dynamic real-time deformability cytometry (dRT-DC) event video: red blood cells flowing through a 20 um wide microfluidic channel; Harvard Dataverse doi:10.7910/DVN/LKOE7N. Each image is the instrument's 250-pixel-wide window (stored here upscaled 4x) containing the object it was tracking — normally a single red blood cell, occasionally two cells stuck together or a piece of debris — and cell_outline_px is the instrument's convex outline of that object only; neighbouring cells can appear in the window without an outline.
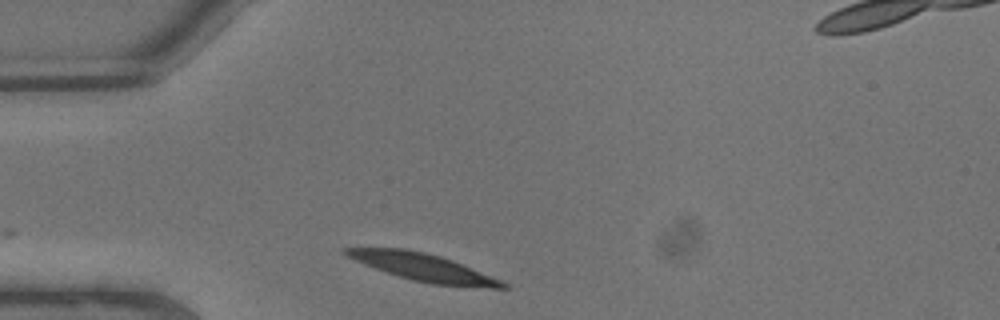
{"species": "common noctule bat (a hibernating species)", "species_latin": "Nyctalus noctula", "temperature_condition": "warm", "stored_images_in_passage": 4, "camera_frame_rate_fps": 3000, "um_per_image_px": 0.085, "animal": {"sex": "male", "body_mass_g": 13.3}, "frame": {"image": 1, "passage_image": 1, "time_ms": 0.0, "image_size_px": [1000, 320], "cell_outline_px": [[508, 288], [488, 288], [432, 284], [412, 280], [364, 264], [340, 252], [340, 248], [404, 248], [424, 252], [440, 256], [452, 260], [500, 280], [508, 284]], "centroid_in_image_um": [35.96, 22.72], "position_along_channel_um": 49.0, "area_um2": 24.68}}
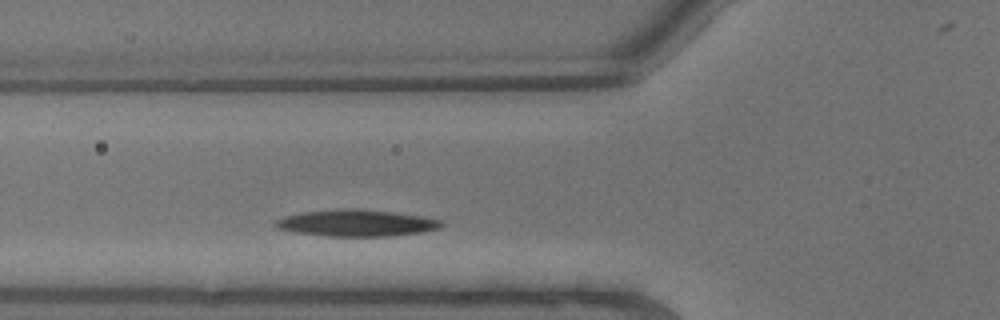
{"frame": {"image": 2, "passage_image": 3, "time_ms": 0.667, "image_size_px": [1000, 320], "cell_outline_px": [[444, 224], [440, 228], [420, 232], [388, 236], [324, 236], [296, 232], [276, 228], [272, 224], [276, 220], [284, 216], [304, 212], [340, 208], [348, 208], [392, 212], [424, 216], [444, 220]], "centroid_in_image_um": [30.3, 18.95], "position_along_channel_um": 95.5, "area_um2": 25.78}}